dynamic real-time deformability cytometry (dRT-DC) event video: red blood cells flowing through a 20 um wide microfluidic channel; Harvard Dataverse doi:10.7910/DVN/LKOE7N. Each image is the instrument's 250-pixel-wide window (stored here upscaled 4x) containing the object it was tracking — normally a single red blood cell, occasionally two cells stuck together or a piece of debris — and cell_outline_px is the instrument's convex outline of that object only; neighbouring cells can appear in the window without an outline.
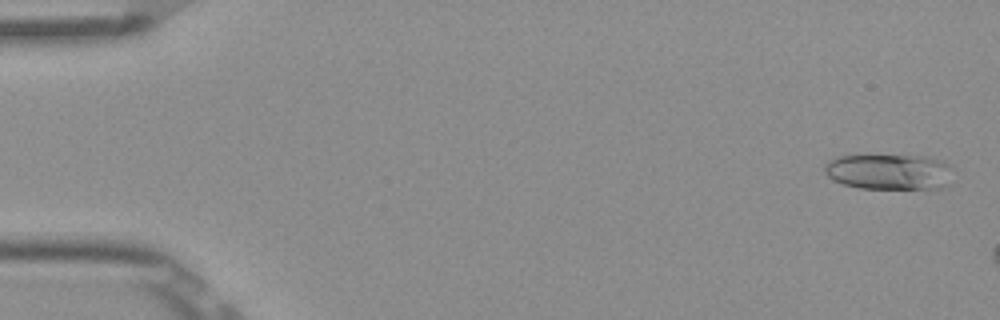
{"species": "Egyptian fruit bat (a non-hibernating species)", "species_latin": "Rousettus aegyptiacus", "temperature_condition": "room temperature", "stored_images_in_passage": 8, "camera_frame_rate_fps": 3000, "um_per_image_px": 0.085, "frame": {"image": 1, "passage_image": 2, "time_ms": 0.333, "image_size_px": [1000, 320], "cell_outline_px": [[952, 168], [948, 184], [944, 188], [860, 188], [844, 184], [832, 180], [824, 172], [824, 164], [828, 160], [836, 156], [928, 156], [944, 160], [952, 164]], "centroid_in_image_um": [75.6, 14.59], "position_along_channel_um": 9.4, "area_um2": 26.88}}